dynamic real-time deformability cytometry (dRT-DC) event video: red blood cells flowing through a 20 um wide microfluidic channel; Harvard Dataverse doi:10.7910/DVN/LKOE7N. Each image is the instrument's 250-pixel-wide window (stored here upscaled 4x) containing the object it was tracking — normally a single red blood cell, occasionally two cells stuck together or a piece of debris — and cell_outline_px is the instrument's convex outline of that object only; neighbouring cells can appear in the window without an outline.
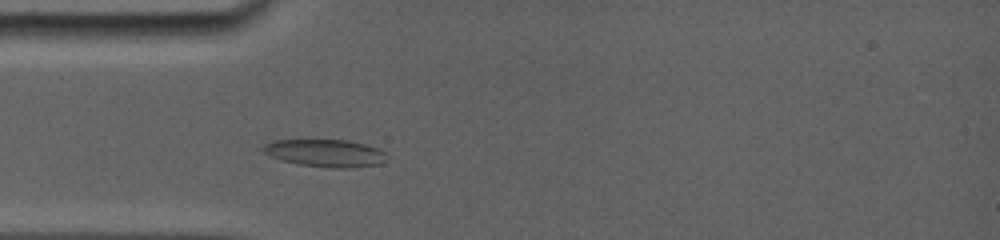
{"species": "common noctule bat (a hibernating species)", "species_latin": "Nyctalus noctula", "temperature_condition": "room temperature", "stored_images_in_passage": 25, "camera_frame_rate_fps": 5000, "um_per_image_px": 0.085, "animal": {"sex": "female", "body_mass_g": 19.0, "forearm_length_mm": 56.7}, "frame": {"image": 1, "passage_image": 6, "time_ms": 3.0, "image_size_px": [1000, 240], "cell_outline_px": [[384, 152], [380, 164], [352, 168], [328, 168], [300, 164], [280, 160], [264, 152], [264, 148], [268, 144], [276, 140], [344, 140], [376, 148]], "centroid_in_image_um": [27.63, 13.03], "position_along_channel_um": 57.4, "area_um2": 19.13}}
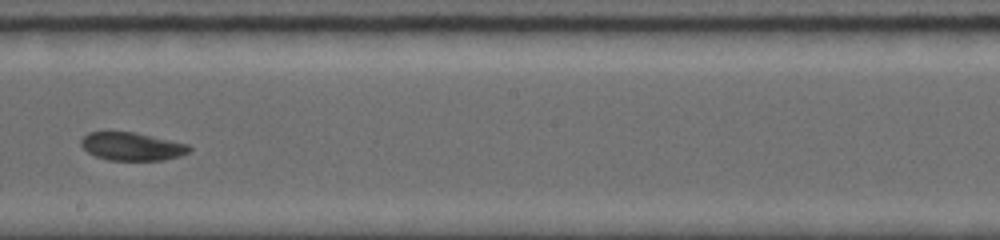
{"frame": {"image": 2, "passage_image": 14, "time_ms": 7.8, "image_size_px": [1000, 240], "cell_outline_px": [[192, 148], [188, 152], [180, 156], [164, 160], [108, 160], [96, 156], [88, 152], [80, 144], [80, 140], [88, 132], [132, 132], [188, 144]], "centroid_in_image_um": [11.2, 12.45], "position_along_channel_um": 237.0, "area_um2": 17.51}}
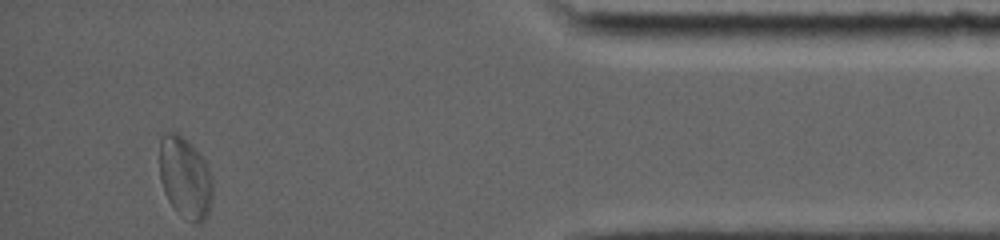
{"frame": {"image": 3, "passage_image": 25, "time_ms": 13.6, "image_size_px": [1000, 240], "cell_outline_px": [[212, 200], [208, 212], [204, 220], [200, 224], [196, 224], [176, 208], [168, 200], [164, 192], [160, 180], [160, 140], [168, 132], [176, 132], [204, 160], [208, 168], [212, 180]], "centroid_in_image_um": [15.73, 15.12], "position_along_channel_um": 419.5, "area_um2": 24.33}, "authors_computed_cell_mechanics": {"area_um2": 18.6694, "velocity_mm_per_s": 3.7837, "shape_relaxation_time_tau1_ms": 5.2612, "shape_relaxation_time_tau2_ms": 7.4339, "deformation_change_tau1": 0.1006, "deformation_change_tau2": 0.1213}}